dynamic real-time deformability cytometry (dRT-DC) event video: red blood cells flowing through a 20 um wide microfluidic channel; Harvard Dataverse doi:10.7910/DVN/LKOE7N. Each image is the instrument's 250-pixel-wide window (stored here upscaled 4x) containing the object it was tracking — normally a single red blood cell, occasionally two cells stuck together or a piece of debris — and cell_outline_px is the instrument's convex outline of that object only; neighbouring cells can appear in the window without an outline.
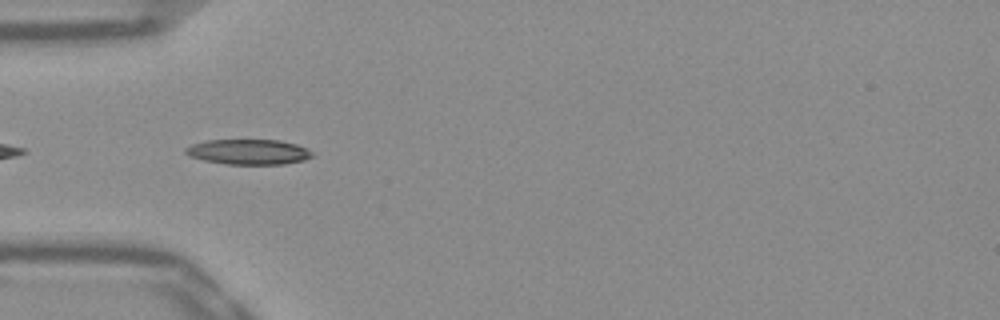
{"species": "Egyptian fruit bat (a non-hibernating species)", "species_latin": "Rousettus aegyptiacus", "temperature_condition": "warm", "stored_images_in_passage": 35, "camera_frame_rate_fps": 3000, "um_per_image_px": 0.085, "frame": {"image": 1, "passage_image": 2, "time_ms": 0.333, "image_size_px": [1000, 320], "cell_outline_px": [[316, 156], [304, 160], [284, 164], [228, 164], [204, 160], [188, 156], [184, 152], [184, 148], [192, 144], [208, 140], [280, 140], [296, 144], [308, 148]], "centroid_in_image_um": [21.15, 12.91], "position_along_channel_um": 63.8, "area_um2": 18.73}}
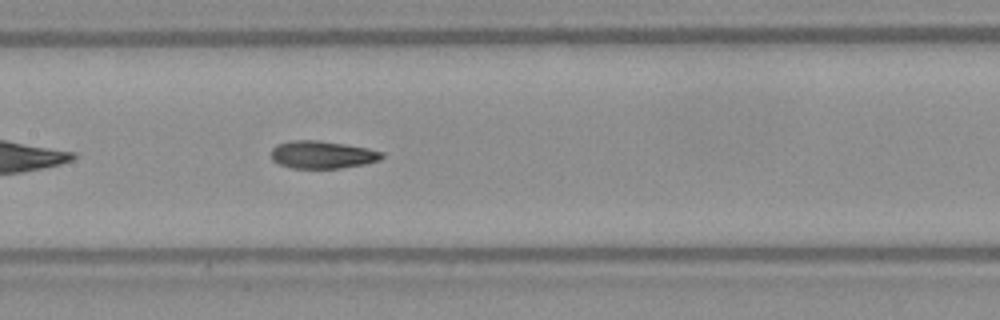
{"frame": {"image": 2, "passage_image": 11, "time_ms": 3.333, "image_size_px": [1000, 320], "cell_outline_px": [[384, 156], [380, 160], [364, 164], [340, 168], [292, 168], [280, 164], [272, 160], [272, 148], [276, 144], [288, 140], [316, 140], [344, 144], [368, 148], [384, 152]], "centroid_in_image_um": [27.39, 13.14], "position_along_channel_um": 180.0, "area_um2": 17.86}}
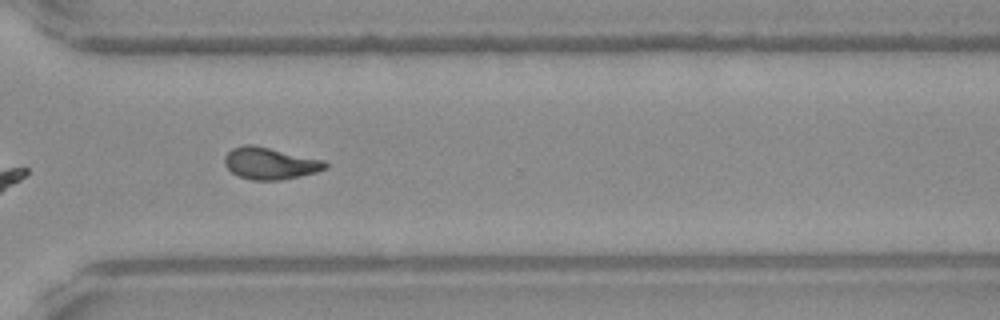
{"frame": {"image": 3, "passage_image": 24, "time_ms": 7.667, "image_size_px": [1000, 320], "cell_outline_px": [[328, 168], [316, 172], [300, 176], [280, 180], [252, 180], [240, 176], [232, 172], [224, 164], [224, 156], [232, 148], [244, 144], [252, 144], [324, 160], [328, 164]], "centroid_in_image_um": [22.95, 13.88], "position_along_channel_um": 347.6, "area_um2": 18.67}, "authors_computed_cell_mechanics": {"area_um2": 18.0336, "velocity_mm_per_s": 3.8746, "shape_relaxation_time_tau1_ms": 9.0584, "shape_relaxation_time_tau2_ms": 2.8029, "deformation_change_tau1": 0.2331, "deformation_change_tau2": 0.1039}}